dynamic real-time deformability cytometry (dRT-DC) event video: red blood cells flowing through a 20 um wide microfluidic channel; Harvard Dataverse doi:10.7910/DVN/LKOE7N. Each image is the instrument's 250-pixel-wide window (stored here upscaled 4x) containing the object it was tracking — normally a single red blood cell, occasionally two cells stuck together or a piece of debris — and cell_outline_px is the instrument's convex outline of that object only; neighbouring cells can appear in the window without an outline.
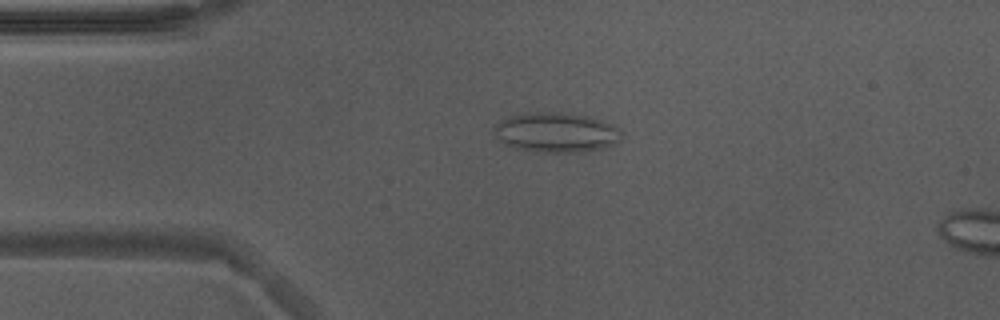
{"species": "Egyptian fruit bat (a non-hibernating species)", "species_latin": "Rousettus aegyptiacus", "temperature_condition": "warm", "stored_images_in_passage": 15, "camera_frame_rate_fps": 3000, "um_per_image_px": 0.085, "animal": {"sex": "male"}, "frame": {"image": 1, "passage_image": 11, "time_ms": 3.333, "image_size_px": [1000, 320], "cell_outline_px": [[620, 140], [616, 144], [584, 152], [536, 152], [516, 148], [504, 144], [492, 132], [492, 128], [500, 120], [512, 116], [532, 112], [556, 112], [588, 116], [600, 120], [616, 128], [620, 132]], "centroid_in_image_um": [47.22, 11.27], "position_along_channel_um": 37.8, "area_um2": 29.36}}